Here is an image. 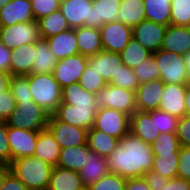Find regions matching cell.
Wrapping results in <instances>:
<instances>
[{"mask_svg": "<svg viewBox=\"0 0 190 190\" xmlns=\"http://www.w3.org/2000/svg\"><path fill=\"white\" fill-rule=\"evenodd\" d=\"M153 156L151 145L129 131L106 159L110 173L124 178H135L152 171Z\"/></svg>", "mask_w": 190, "mask_h": 190, "instance_id": "obj_1", "label": "cell"}, {"mask_svg": "<svg viewBox=\"0 0 190 190\" xmlns=\"http://www.w3.org/2000/svg\"><path fill=\"white\" fill-rule=\"evenodd\" d=\"M10 165L29 190H47L54 166L35 156L14 159Z\"/></svg>", "mask_w": 190, "mask_h": 190, "instance_id": "obj_2", "label": "cell"}, {"mask_svg": "<svg viewBox=\"0 0 190 190\" xmlns=\"http://www.w3.org/2000/svg\"><path fill=\"white\" fill-rule=\"evenodd\" d=\"M27 77L33 100L52 116L62 103L61 86L52 73L29 74Z\"/></svg>", "mask_w": 190, "mask_h": 190, "instance_id": "obj_3", "label": "cell"}, {"mask_svg": "<svg viewBox=\"0 0 190 190\" xmlns=\"http://www.w3.org/2000/svg\"><path fill=\"white\" fill-rule=\"evenodd\" d=\"M50 115L34 100L16 102V107L6 120L7 126L41 131L47 128Z\"/></svg>", "mask_w": 190, "mask_h": 190, "instance_id": "obj_4", "label": "cell"}, {"mask_svg": "<svg viewBox=\"0 0 190 190\" xmlns=\"http://www.w3.org/2000/svg\"><path fill=\"white\" fill-rule=\"evenodd\" d=\"M96 101L99 109H116L129 117L137 110L135 92L110 83L96 93Z\"/></svg>", "mask_w": 190, "mask_h": 190, "instance_id": "obj_5", "label": "cell"}, {"mask_svg": "<svg viewBox=\"0 0 190 190\" xmlns=\"http://www.w3.org/2000/svg\"><path fill=\"white\" fill-rule=\"evenodd\" d=\"M160 72V79L167 84H186L184 56L160 49L152 53Z\"/></svg>", "mask_w": 190, "mask_h": 190, "instance_id": "obj_6", "label": "cell"}, {"mask_svg": "<svg viewBox=\"0 0 190 190\" xmlns=\"http://www.w3.org/2000/svg\"><path fill=\"white\" fill-rule=\"evenodd\" d=\"M41 39L37 21L0 26V42L9 49L35 44Z\"/></svg>", "mask_w": 190, "mask_h": 190, "instance_id": "obj_7", "label": "cell"}, {"mask_svg": "<svg viewBox=\"0 0 190 190\" xmlns=\"http://www.w3.org/2000/svg\"><path fill=\"white\" fill-rule=\"evenodd\" d=\"M130 117L116 109L100 108L92 128L98 129L119 140L129 132Z\"/></svg>", "mask_w": 190, "mask_h": 190, "instance_id": "obj_8", "label": "cell"}, {"mask_svg": "<svg viewBox=\"0 0 190 190\" xmlns=\"http://www.w3.org/2000/svg\"><path fill=\"white\" fill-rule=\"evenodd\" d=\"M98 109V106H76L62 102L53 116L63 123L89 130L93 127Z\"/></svg>", "mask_w": 190, "mask_h": 190, "instance_id": "obj_9", "label": "cell"}, {"mask_svg": "<svg viewBox=\"0 0 190 190\" xmlns=\"http://www.w3.org/2000/svg\"><path fill=\"white\" fill-rule=\"evenodd\" d=\"M100 33L103 50L120 53L133 38V27L113 21L104 23Z\"/></svg>", "mask_w": 190, "mask_h": 190, "instance_id": "obj_10", "label": "cell"}, {"mask_svg": "<svg viewBox=\"0 0 190 190\" xmlns=\"http://www.w3.org/2000/svg\"><path fill=\"white\" fill-rule=\"evenodd\" d=\"M47 129L61 148L87 144L88 130L58 121L53 115L49 117Z\"/></svg>", "mask_w": 190, "mask_h": 190, "instance_id": "obj_11", "label": "cell"}, {"mask_svg": "<svg viewBox=\"0 0 190 190\" xmlns=\"http://www.w3.org/2000/svg\"><path fill=\"white\" fill-rule=\"evenodd\" d=\"M87 66V56L77 54L57 61L52 71L61 88L77 83Z\"/></svg>", "mask_w": 190, "mask_h": 190, "instance_id": "obj_12", "label": "cell"}, {"mask_svg": "<svg viewBox=\"0 0 190 190\" xmlns=\"http://www.w3.org/2000/svg\"><path fill=\"white\" fill-rule=\"evenodd\" d=\"M39 131L25 130L7 126L11 162L14 159L33 156Z\"/></svg>", "mask_w": 190, "mask_h": 190, "instance_id": "obj_13", "label": "cell"}, {"mask_svg": "<svg viewBox=\"0 0 190 190\" xmlns=\"http://www.w3.org/2000/svg\"><path fill=\"white\" fill-rule=\"evenodd\" d=\"M129 131L146 144L151 145L160 134L156 125V110H136L130 116Z\"/></svg>", "mask_w": 190, "mask_h": 190, "instance_id": "obj_14", "label": "cell"}, {"mask_svg": "<svg viewBox=\"0 0 190 190\" xmlns=\"http://www.w3.org/2000/svg\"><path fill=\"white\" fill-rule=\"evenodd\" d=\"M167 26L150 20H143L133 27V38L151 53L161 49Z\"/></svg>", "mask_w": 190, "mask_h": 190, "instance_id": "obj_15", "label": "cell"}, {"mask_svg": "<svg viewBox=\"0 0 190 190\" xmlns=\"http://www.w3.org/2000/svg\"><path fill=\"white\" fill-rule=\"evenodd\" d=\"M87 65L108 84L112 78H116L124 63L119 53L101 50L96 55L87 57Z\"/></svg>", "mask_w": 190, "mask_h": 190, "instance_id": "obj_16", "label": "cell"}, {"mask_svg": "<svg viewBox=\"0 0 190 190\" xmlns=\"http://www.w3.org/2000/svg\"><path fill=\"white\" fill-rule=\"evenodd\" d=\"M187 84H167L161 96L159 110L178 118L186 115L185 95Z\"/></svg>", "mask_w": 190, "mask_h": 190, "instance_id": "obj_17", "label": "cell"}, {"mask_svg": "<svg viewBox=\"0 0 190 190\" xmlns=\"http://www.w3.org/2000/svg\"><path fill=\"white\" fill-rule=\"evenodd\" d=\"M165 83L156 79L139 84L135 92L136 108L140 111L158 110Z\"/></svg>", "mask_w": 190, "mask_h": 190, "instance_id": "obj_18", "label": "cell"}, {"mask_svg": "<svg viewBox=\"0 0 190 190\" xmlns=\"http://www.w3.org/2000/svg\"><path fill=\"white\" fill-rule=\"evenodd\" d=\"M35 21L31 0H10L0 8V26Z\"/></svg>", "mask_w": 190, "mask_h": 190, "instance_id": "obj_19", "label": "cell"}, {"mask_svg": "<svg viewBox=\"0 0 190 190\" xmlns=\"http://www.w3.org/2000/svg\"><path fill=\"white\" fill-rule=\"evenodd\" d=\"M92 0H61L59 10L70 28L86 26L90 22Z\"/></svg>", "mask_w": 190, "mask_h": 190, "instance_id": "obj_20", "label": "cell"}, {"mask_svg": "<svg viewBox=\"0 0 190 190\" xmlns=\"http://www.w3.org/2000/svg\"><path fill=\"white\" fill-rule=\"evenodd\" d=\"M162 50L186 55L190 52V26L168 25L163 38Z\"/></svg>", "mask_w": 190, "mask_h": 190, "instance_id": "obj_21", "label": "cell"}, {"mask_svg": "<svg viewBox=\"0 0 190 190\" xmlns=\"http://www.w3.org/2000/svg\"><path fill=\"white\" fill-rule=\"evenodd\" d=\"M121 0H92L90 22L86 27L100 29L104 23L118 21Z\"/></svg>", "mask_w": 190, "mask_h": 190, "instance_id": "obj_22", "label": "cell"}, {"mask_svg": "<svg viewBox=\"0 0 190 190\" xmlns=\"http://www.w3.org/2000/svg\"><path fill=\"white\" fill-rule=\"evenodd\" d=\"M57 60L79 54L74 28H69L59 34L45 38Z\"/></svg>", "mask_w": 190, "mask_h": 190, "instance_id": "obj_23", "label": "cell"}, {"mask_svg": "<svg viewBox=\"0 0 190 190\" xmlns=\"http://www.w3.org/2000/svg\"><path fill=\"white\" fill-rule=\"evenodd\" d=\"M84 186H90L109 173L106 157L89 151L84 166L79 170Z\"/></svg>", "mask_w": 190, "mask_h": 190, "instance_id": "obj_24", "label": "cell"}, {"mask_svg": "<svg viewBox=\"0 0 190 190\" xmlns=\"http://www.w3.org/2000/svg\"><path fill=\"white\" fill-rule=\"evenodd\" d=\"M61 149L62 148L55 141L53 135L46 128L39 131L38 133L37 143L33 156L40 158L43 161L56 167L60 157Z\"/></svg>", "mask_w": 190, "mask_h": 190, "instance_id": "obj_25", "label": "cell"}, {"mask_svg": "<svg viewBox=\"0 0 190 190\" xmlns=\"http://www.w3.org/2000/svg\"><path fill=\"white\" fill-rule=\"evenodd\" d=\"M79 54L84 56H94L103 50L101 43L100 29L86 26L74 28Z\"/></svg>", "mask_w": 190, "mask_h": 190, "instance_id": "obj_26", "label": "cell"}, {"mask_svg": "<svg viewBox=\"0 0 190 190\" xmlns=\"http://www.w3.org/2000/svg\"><path fill=\"white\" fill-rule=\"evenodd\" d=\"M35 56V44H26L11 50L10 74L27 76L31 74V68Z\"/></svg>", "mask_w": 190, "mask_h": 190, "instance_id": "obj_27", "label": "cell"}, {"mask_svg": "<svg viewBox=\"0 0 190 190\" xmlns=\"http://www.w3.org/2000/svg\"><path fill=\"white\" fill-rule=\"evenodd\" d=\"M83 186L78 172L56 166L53 167L47 190H78Z\"/></svg>", "mask_w": 190, "mask_h": 190, "instance_id": "obj_28", "label": "cell"}, {"mask_svg": "<svg viewBox=\"0 0 190 190\" xmlns=\"http://www.w3.org/2000/svg\"><path fill=\"white\" fill-rule=\"evenodd\" d=\"M34 57L31 74H51L58 61L45 39L35 43Z\"/></svg>", "mask_w": 190, "mask_h": 190, "instance_id": "obj_29", "label": "cell"}, {"mask_svg": "<svg viewBox=\"0 0 190 190\" xmlns=\"http://www.w3.org/2000/svg\"><path fill=\"white\" fill-rule=\"evenodd\" d=\"M120 140L110 136L98 129L91 128L88 130L87 144L90 151L95 152L103 157H108L116 148Z\"/></svg>", "mask_w": 190, "mask_h": 190, "instance_id": "obj_30", "label": "cell"}, {"mask_svg": "<svg viewBox=\"0 0 190 190\" xmlns=\"http://www.w3.org/2000/svg\"><path fill=\"white\" fill-rule=\"evenodd\" d=\"M89 151L88 144L62 148L57 166L79 172L84 166L86 154H88Z\"/></svg>", "mask_w": 190, "mask_h": 190, "instance_id": "obj_31", "label": "cell"}, {"mask_svg": "<svg viewBox=\"0 0 190 190\" xmlns=\"http://www.w3.org/2000/svg\"><path fill=\"white\" fill-rule=\"evenodd\" d=\"M145 19L143 0H121L118 21L134 27Z\"/></svg>", "mask_w": 190, "mask_h": 190, "instance_id": "obj_32", "label": "cell"}, {"mask_svg": "<svg viewBox=\"0 0 190 190\" xmlns=\"http://www.w3.org/2000/svg\"><path fill=\"white\" fill-rule=\"evenodd\" d=\"M62 102L76 106H98L96 94L85 90L78 82L62 88Z\"/></svg>", "mask_w": 190, "mask_h": 190, "instance_id": "obj_33", "label": "cell"}, {"mask_svg": "<svg viewBox=\"0 0 190 190\" xmlns=\"http://www.w3.org/2000/svg\"><path fill=\"white\" fill-rule=\"evenodd\" d=\"M173 0H143L146 20L170 25L171 2Z\"/></svg>", "mask_w": 190, "mask_h": 190, "instance_id": "obj_34", "label": "cell"}, {"mask_svg": "<svg viewBox=\"0 0 190 190\" xmlns=\"http://www.w3.org/2000/svg\"><path fill=\"white\" fill-rule=\"evenodd\" d=\"M37 23L41 39L54 36L70 28L60 10L38 19Z\"/></svg>", "mask_w": 190, "mask_h": 190, "instance_id": "obj_35", "label": "cell"}, {"mask_svg": "<svg viewBox=\"0 0 190 190\" xmlns=\"http://www.w3.org/2000/svg\"><path fill=\"white\" fill-rule=\"evenodd\" d=\"M119 54L124 65L132 69L152 56L135 38H132Z\"/></svg>", "mask_w": 190, "mask_h": 190, "instance_id": "obj_36", "label": "cell"}, {"mask_svg": "<svg viewBox=\"0 0 190 190\" xmlns=\"http://www.w3.org/2000/svg\"><path fill=\"white\" fill-rule=\"evenodd\" d=\"M179 153L154 154L152 171L167 179L177 177Z\"/></svg>", "mask_w": 190, "mask_h": 190, "instance_id": "obj_37", "label": "cell"}, {"mask_svg": "<svg viewBox=\"0 0 190 190\" xmlns=\"http://www.w3.org/2000/svg\"><path fill=\"white\" fill-rule=\"evenodd\" d=\"M153 154L179 153L180 142L177 133H160L151 144Z\"/></svg>", "mask_w": 190, "mask_h": 190, "instance_id": "obj_38", "label": "cell"}, {"mask_svg": "<svg viewBox=\"0 0 190 190\" xmlns=\"http://www.w3.org/2000/svg\"><path fill=\"white\" fill-rule=\"evenodd\" d=\"M170 24L190 26V0H173L171 2Z\"/></svg>", "mask_w": 190, "mask_h": 190, "instance_id": "obj_39", "label": "cell"}, {"mask_svg": "<svg viewBox=\"0 0 190 190\" xmlns=\"http://www.w3.org/2000/svg\"><path fill=\"white\" fill-rule=\"evenodd\" d=\"M9 89L16 102L33 100L27 76L11 75Z\"/></svg>", "mask_w": 190, "mask_h": 190, "instance_id": "obj_40", "label": "cell"}, {"mask_svg": "<svg viewBox=\"0 0 190 190\" xmlns=\"http://www.w3.org/2000/svg\"><path fill=\"white\" fill-rule=\"evenodd\" d=\"M133 70L139 84L160 79V72L153 55Z\"/></svg>", "mask_w": 190, "mask_h": 190, "instance_id": "obj_41", "label": "cell"}, {"mask_svg": "<svg viewBox=\"0 0 190 190\" xmlns=\"http://www.w3.org/2000/svg\"><path fill=\"white\" fill-rule=\"evenodd\" d=\"M78 83L87 91L97 93L101 88L106 86V82L102 76L94 69H91L88 65L80 76Z\"/></svg>", "mask_w": 190, "mask_h": 190, "instance_id": "obj_42", "label": "cell"}, {"mask_svg": "<svg viewBox=\"0 0 190 190\" xmlns=\"http://www.w3.org/2000/svg\"><path fill=\"white\" fill-rule=\"evenodd\" d=\"M126 178L115 173H108L89 186L90 190H124Z\"/></svg>", "mask_w": 190, "mask_h": 190, "instance_id": "obj_43", "label": "cell"}, {"mask_svg": "<svg viewBox=\"0 0 190 190\" xmlns=\"http://www.w3.org/2000/svg\"><path fill=\"white\" fill-rule=\"evenodd\" d=\"M109 83L134 92H136L139 86L134 70L125 65L121 67V70L117 74L116 78H112Z\"/></svg>", "mask_w": 190, "mask_h": 190, "instance_id": "obj_44", "label": "cell"}, {"mask_svg": "<svg viewBox=\"0 0 190 190\" xmlns=\"http://www.w3.org/2000/svg\"><path fill=\"white\" fill-rule=\"evenodd\" d=\"M61 0H31L35 21L59 10Z\"/></svg>", "mask_w": 190, "mask_h": 190, "instance_id": "obj_45", "label": "cell"}, {"mask_svg": "<svg viewBox=\"0 0 190 190\" xmlns=\"http://www.w3.org/2000/svg\"><path fill=\"white\" fill-rule=\"evenodd\" d=\"M179 118L161 110H156V125L160 133H177Z\"/></svg>", "mask_w": 190, "mask_h": 190, "instance_id": "obj_46", "label": "cell"}, {"mask_svg": "<svg viewBox=\"0 0 190 190\" xmlns=\"http://www.w3.org/2000/svg\"><path fill=\"white\" fill-rule=\"evenodd\" d=\"M16 107V101L11 90L0 91V120L6 122Z\"/></svg>", "mask_w": 190, "mask_h": 190, "instance_id": "obj_47", "label": "cell"}, {"mask_svg": "<svg viewBox=\"0 0 190 190\" xmlns=\"http://www.w3.org/2000/svg\"><path fill=\"white\" fill-rule=\"evenodd\" d=\"M177 177L190 181V147H180Z\"/></svg>", "mask_w": 190, "mask_h": 190, "instance_id": "obj_48", "label": "cell"}, {"mask_svg": "<svg viewBox=\"0 0 190 190\" xmlns=\"http://www.w3.org/2000/svg\"><path fill=\"white\" fill-rule=\"evenodd\" d=\"M0 162L11 164V151L8 142L7 124H0Z\"/></svg>", "mask_w": 190, "mask_h": 190, "instance_id": "obj_49", "label": "cell"}, {"mask_svg": "<svg viewBox=\"0 0 190 190\" xmlns=\"http://www.w3.org/2000/svg\"><path fill=\"white\" fill-rule=\"evenodd\" d=\"M177 137L181 146L190 147V115L179 118Z\"/></svg>", "mask_w": 190, "mask_h": 190, "instance_id": "obj_50", "label": "cell"}, {"mask_svg": "<svg viewBox=\"0 0 190 190\" xmlns=\"http://www.w3.org/2000/svg\"><path fill=\"white\" fill-rule=\"evenodd\" d=\"M143 177L151 190H162L163 184L168 181L167 178L153 171L146 172Z\"/></svg>", "mask_w": 190, "mask_h": 190, "instance_id": "obj_51", "label": "cell"}, {"mask_svg": "<svg viewBox=\"0 0 190 190\" xmlns=\"http://www.w3.org/2000/svg\"><path fill=\"white\" fill-rule=\"evenodd\" d=\"M0 190H29L24 183L13 173L10 172L5 179Z\"/></svg>", "mask_w": 190, "mask_h": 190, "instance_id": "obj_52", "label": "cell"}, {"mask_svg": "<svg viewBox=\"0 0 190 190\" xmlns=\"http://www.w3.org/2000/svg\"><path fill=\"white\" fill-rule=\"evenodd\" d=\"M162 190H190V181L180 177L168 179L166 184H163Z\"/></svg>", "mask_w": 190, "mask_h": 190, "instance_id": "obj_53", "label": "cell"}, {"mask_svg": "<svg viewBox=\"0 0 190 190\" xmlns=\"http://www.w3.org/2000/svg\"><path fill=\"white\" fill-rule=\"evenodd\" d=\"M124 190H151L144 177L126 178Z\"/></svg>", "mask_w": 190, "mask_h": 190, "instance_id": "obj_54", "label": "cell"}, {"mask_svg": "<svg viewBox=\"0 0 190 190\" xmlns=\"http://www.w3.org/2000/svg\"><path fill=\"white\" fill-rule=\"evenodd\" d=\"M11 49L0 42V70L10 73Z\"/></svg>", "mask_w": 190, "mask_h": 190, "instance_id": "obj_55", "label": "cell"}, {"mask_svg": "<svg viewBox=\"0 0 190 190\" xmlns=\"http://www.w3.org/2000/svg\"><path fill=\"white\" fill-rule=\"evenodd\" d=\"M11 74L0 70V91L9 89Z\"/></svg>", "mask_w": 190, "mask_h": 190, "instance_id": "obj_56", "label": "cell"}, {"mask_svg": "<svg viewBox=\"0 0 190 190\" xmlns=\"http://www.w3.org/2000/svg\"><path fill=\"white\" fill-rule=\"evenodd\" d=\"M10 172H11V165L0 162V188Z\"/></svg>", "mask_w": 190, "mask_h": 190, "instance_id": "obj_57", "label": "cell"}, {"mask_svg": "<svg viewBox=\"0 0 190 190\" xmlns=\"http://www.w3.org/2000/svg\"><path fill=\"white\" fill-rule=\"evenodd\" d=\"M184 59L187 72L186 84L190 85V52L184 55Z\"/></svg>", "mask_w": 190, "mask_h": 190, "instance_id": "obj_58", "label": "cell"}, {"mask_svg": "<svg viewBox=\"0 0 190 190\" xmlns=\"http://www.w3.org/2000/svg\"><path fill=\"white\" fill-rule=\"evenodd\" d=\"M185 108H186V115H190V85H187V90L185 95Z\"/></svg>", "mask_w": 190, "mask_h": 190, "instance_id": "obj_59", "label": "cell"}, {"mask_svg": "<svg viewBox=\"0 0 190 190\" xmlns=\"http://www.w3.org/2000/svg\"><path fill=\"white\" fill-rule=\"evenodd\" d=\"M10 0H0V8L6 5Z\"/></svg>", "mask_w": 190, "mask_h": 190, "instance_id": "obj_60", "label": "cell"}, {"mask_svg": "<svg viewBox=\"0 0 190 190\" xmlns=\"http://www.w3.org/2000/svg\"><path fill=\"white\" fill-rule=\"evenodd\" d=\"M78 190H90V188H89V186H83L82 188H80Z\"/></svg>", "mask_w": 190, "mask_h": 190, "instance_id": "obj_61", "label": "cell"}]
</instances>
